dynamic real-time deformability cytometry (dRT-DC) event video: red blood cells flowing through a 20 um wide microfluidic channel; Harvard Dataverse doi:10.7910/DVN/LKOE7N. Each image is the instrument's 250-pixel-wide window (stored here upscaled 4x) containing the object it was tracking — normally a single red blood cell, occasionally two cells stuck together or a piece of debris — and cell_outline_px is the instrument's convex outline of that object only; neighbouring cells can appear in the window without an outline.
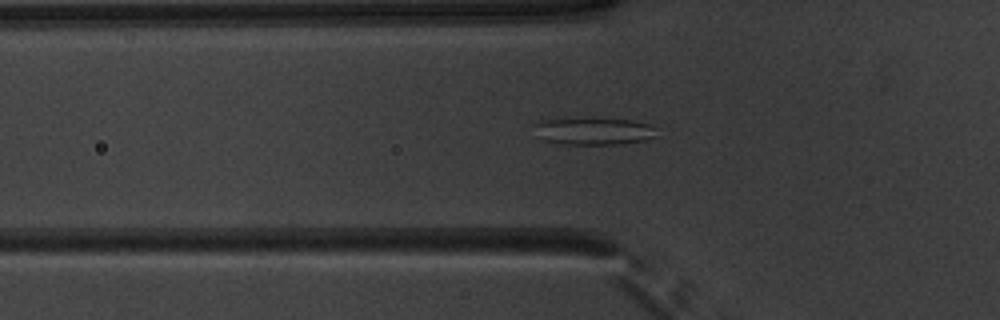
{"species": "common noctule bat (a hibernating species)", "species_latin": "Nyctalus noctula", "temperature_condition": "warm", "stored_images_in_passage": 50, "segment_of_instrument_passage": [1, 2], "camera_frame_rate_fps": 3000, "um_per_image_px": 0.085, "animal": {"sex": "male", "body_mass_g": 20.1, "forearm_length_mm": 53.5}, "frame": {"image": 1, "passage_image": 18, "time_ms": 5.667, "image_size_px": [1000, 320], "cell_outline_px": [[660, 136], [648, 140], [624, 144], [564, 144], [544, 140], [532, 124], [544, 120], [592, 116], [632, 120], [648, 124], [656, 128]], "centroid_in_image_um": [50.57, 11.12], "position_along_channel_um": 75.2, "area_um2": 20.17}}
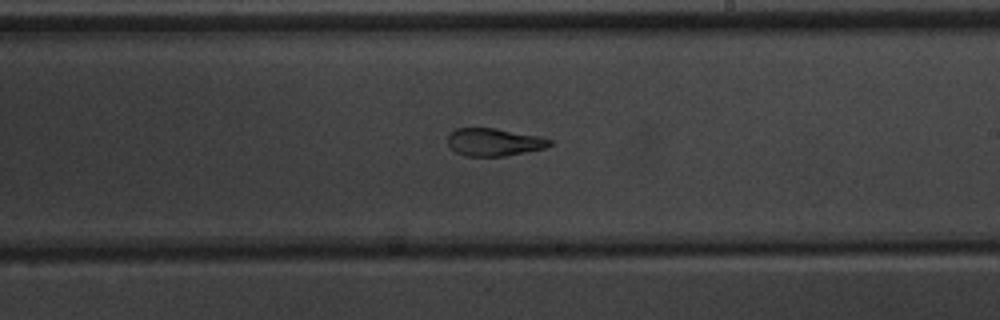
{"frame": {"image": 2, "passage_image": 31, "time_ms": 10.0, "image_size_px": [1000, 320], "cell_outline_px": [[552, 144], [544, 148], [504, 156], [464, 156], [456, 152], [448, 144], [448, 136], [456, 128], [496, 128], [540, 136], [552, 140]], "centroid_in_image_um": [42.0, 12.07], "position_along_channel_um": 247.0, "area_um2": 16.36}}
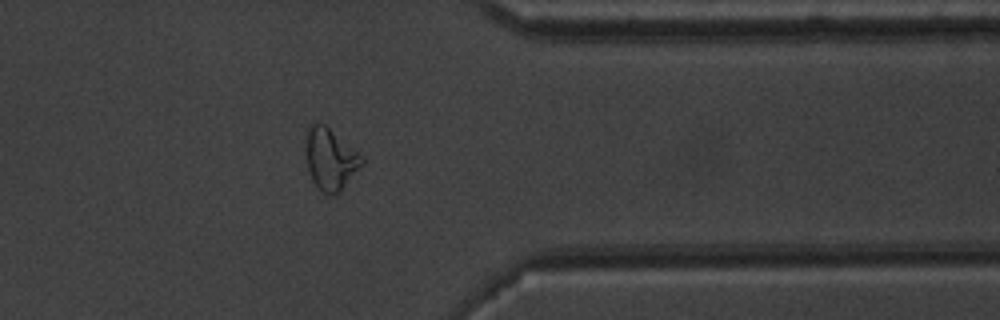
{"frame": {"image": 3, "passage_image": 42, "time_ms": 13.667, "image_size_px": [1000, 320], "cell_outline_px": [[364, 164], [340, 192], [332, 196], [328, 196], [312, 180], [308, 168], [304, 148], [304, 132], [316, 120], [324, 124], [360, 152], [364, 156]], "centroid_in_image_um": [28.08, 13.48], "position_along_channel_um": 383.3, "area_um2": 20.75}}